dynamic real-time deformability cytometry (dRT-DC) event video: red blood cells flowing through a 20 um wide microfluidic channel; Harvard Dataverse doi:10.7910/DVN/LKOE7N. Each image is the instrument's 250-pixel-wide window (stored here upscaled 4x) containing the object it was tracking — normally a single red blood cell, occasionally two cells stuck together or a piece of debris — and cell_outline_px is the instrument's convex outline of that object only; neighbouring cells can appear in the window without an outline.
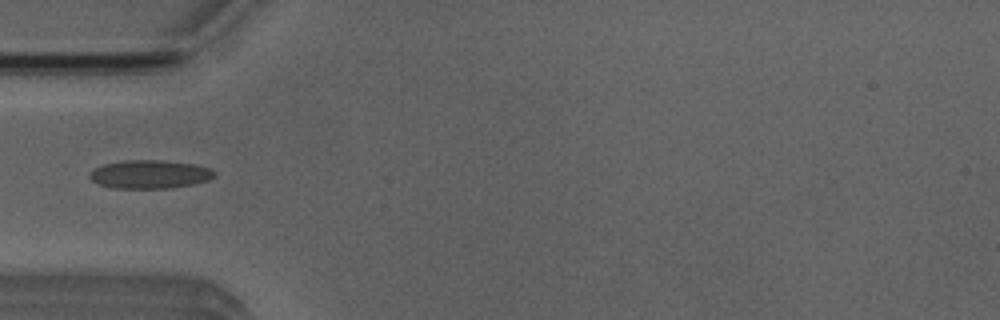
{"species": "Egyptian fruit bat (a non-hibernating species)", "species_latin": "Rousettus aegyptiacus", "temperature_condition": "room temperature", "stored_images_in_passage": 4, "camera_frame_rate_fps": 3000, "um_per_image_px": 0.085, "animal": {"sex": "male"}, "frame": {"image": 1, "passage_image": 4, "time_ms": 3.333, "image_size_px": [1000, 320], "cell_outline_px": [[216, 176], [208, 180], [192, 184], [168, 188], [112, 188], [100, 184], [92, 180], [88, 176], [96, 168], [104, 164], [124, 160], [164, 160], [196, 164], [212, 168], [216, 172]], "centroid_in_image_um": [12.79, 14.8], "position_along_channel_um": 72.2, "area_um2": 20.69}}